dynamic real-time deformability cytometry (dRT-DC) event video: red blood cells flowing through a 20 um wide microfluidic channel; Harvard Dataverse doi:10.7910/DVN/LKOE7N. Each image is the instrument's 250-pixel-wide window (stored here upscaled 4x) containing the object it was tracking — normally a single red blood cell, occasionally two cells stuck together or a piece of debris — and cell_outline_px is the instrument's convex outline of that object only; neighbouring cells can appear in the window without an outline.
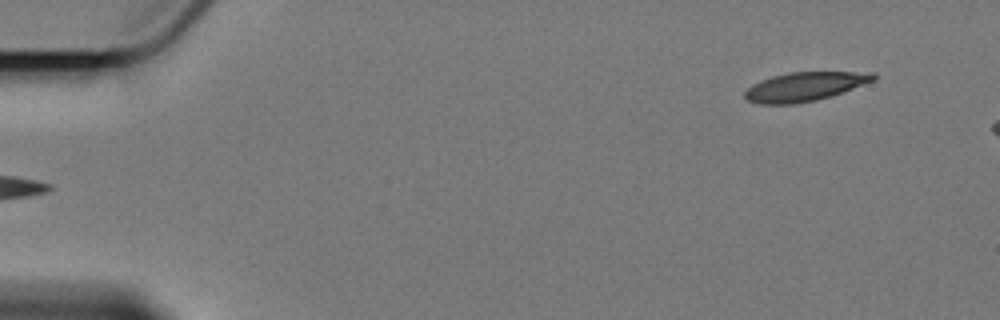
{"species": "Egyptian fruit bat (a non-hibernating species)", "species_latin": "Rousettus aegyptiacus", "temperature_condition": "cold", "stored_images_in_passage": 5, "segment_of_instrument_passage": [2, 2], "camera_frame_rate_fps": 3000, "um_per_image_px": 0.085, "animal": {"sex": "female"}, "frame": {"image": 1, "passage_image": 5, "time_ms": 4.667, "image_size_px": [1000, 320], "cell_outline_px": [[876, 80], [844, 92], [832, 96], [816, 100], [796, 104], [760, 104], [748, 100], [744, 96], [744, 92], [752, 84], [760, 80], [772, 76], [788, 72], [876, 72]], "centroid_in_image_um": [68.43, 7.36], "position_along_channel_um": 16.6, "area_um2": 21.91}}